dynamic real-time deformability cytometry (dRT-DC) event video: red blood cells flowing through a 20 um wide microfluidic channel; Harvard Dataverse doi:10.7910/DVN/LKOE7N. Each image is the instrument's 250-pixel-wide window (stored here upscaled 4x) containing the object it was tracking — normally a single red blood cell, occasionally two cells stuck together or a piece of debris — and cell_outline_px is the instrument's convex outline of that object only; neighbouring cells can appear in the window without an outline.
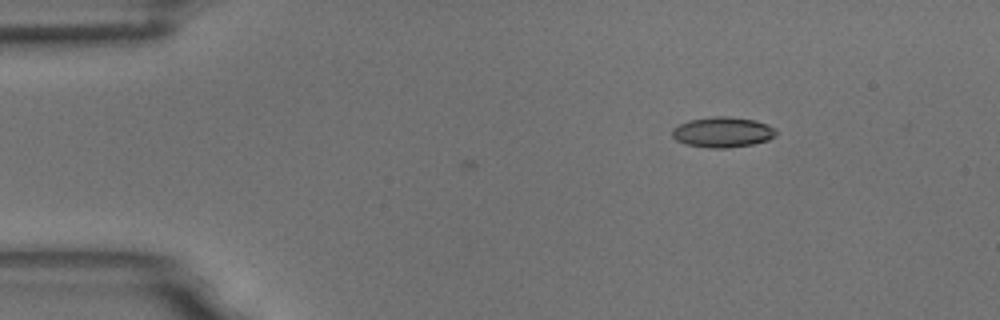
{"species": "common noctule bat (a hibernating species)", "species_latin": "Nyctalus noctula", "temperature_condition": "room temperature", "stored_images_in_passage": 4, "camera_frame_rate_fps": 3000, "um_per_image_px": 0.085, "animal": {"sex": "male", "body_mass_g": 18.8}, "frame": {"image": 1, "passage_image": 1, "time_ms": 0.0, "image_size_px": [1000, 320], "cell_outline_px": [[776, 136], [768, 140], [752, 144], [728, 148], [708, 148], [684, 144], [676, 140], [672, 136], [672, 128], [688, 120], [712, 116], [728, 116], [756, 120], [768, 124], [776, 128]], "centroid_in_image_um": [61.43, 11.23], "position_along_channel_um": 23.6, "area_um2": 18.67}}